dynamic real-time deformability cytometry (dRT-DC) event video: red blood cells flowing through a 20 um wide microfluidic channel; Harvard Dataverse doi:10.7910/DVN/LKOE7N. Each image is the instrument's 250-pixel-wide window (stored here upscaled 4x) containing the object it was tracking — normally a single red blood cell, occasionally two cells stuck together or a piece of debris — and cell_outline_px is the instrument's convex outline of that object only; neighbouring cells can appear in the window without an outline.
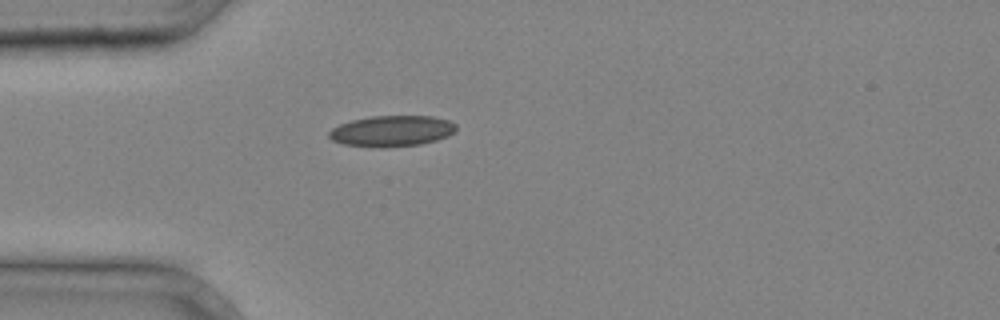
{"species": "common noctule bat (a hibernating species)", "species_latin": "Nyctalus noctula", "temperature_condition": "cold", "stored_images_in_passage": 1, "camera_frame_rate_fps": 3000, "um_per_image_px": 0.085, "animal": {"sex": "male", "body_mass_g": 20.4}, "frame": {"image": 1, "passage_image": 1, "time_ms": 0.0, "image_size_px": [1000, 320], "cell_outline_px": [[456, 132], [448, 136], [436, 140], [420, 144], [384, 148], [380, 148], [344, 144], [332, 140], [328, 136], [328, 132], [332, 128], [340, 124], [352, 120], [372, 116], [432, 116], [448, 120], [456, 124]], "centroid_in_image_um": [33.31, 11.14], "position_along_channel_um": 51.7, "area_um2": 23.0}}